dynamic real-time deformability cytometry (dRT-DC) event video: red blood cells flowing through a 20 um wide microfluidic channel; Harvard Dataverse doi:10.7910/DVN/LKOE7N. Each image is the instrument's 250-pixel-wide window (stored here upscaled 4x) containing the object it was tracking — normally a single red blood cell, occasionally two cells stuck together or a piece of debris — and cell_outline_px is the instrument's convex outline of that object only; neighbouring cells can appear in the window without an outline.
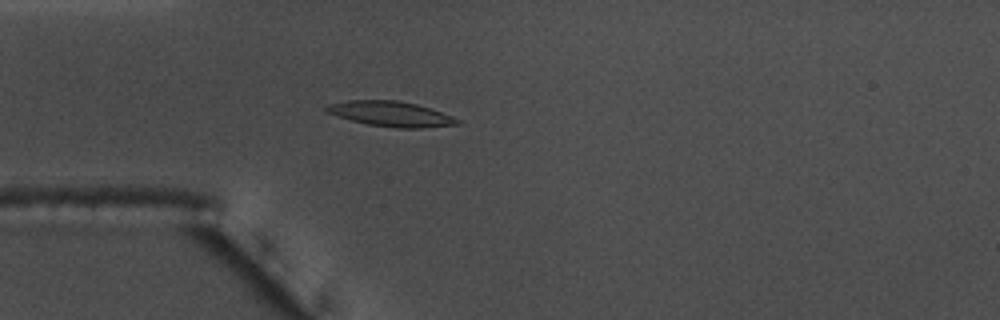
{"species": "common noctule bat (a hibernating species)", "species_latin": "Nyctalus noctula", "temperature_condition": "warm", "stored_images_in_passage": 49, "camera_frame_rate_fps": 3000, "um_per_image_px": 0.085, "animal": {"sex": "male", "body_mass_g": 17.5, "forearm_length_mm": 52.3}, "frame": {"image": 1, "passage_image": 9, "time_ms": 2.667, "image_size_px": [1000, 320], "cell_outline_px": [[460, 124], [424, 128], [396, 128], [368, 124], [336, 116], [324, 112], [324, 108], [328, 104], [348, 100], [396, 100], [416, 104], [452, 116], [460, 120]], "centroid_in_image_um": [33.18, 9.68], "position_along_channel_um": 51.8, "area_um2": 19.13}}
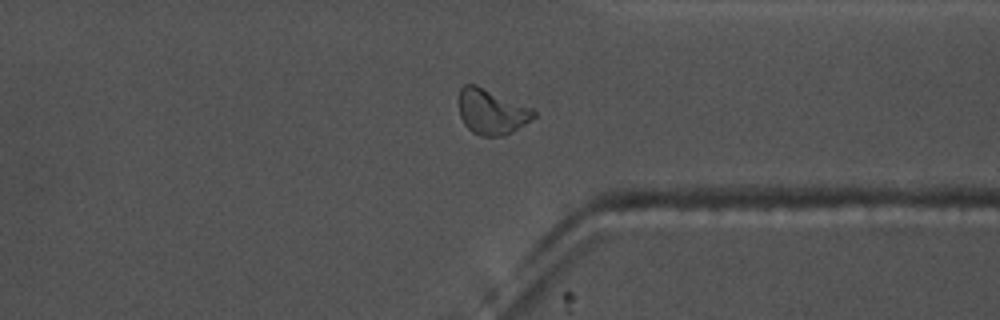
{"frame": {"image": 2, "passage_image": 36, "time_ms": 11.667, "image_size_px": [1000, 320], "cell_outline_px": [[536, 116], [512, 132], [500, 136], [480, 136], [472, 132], [464, 124], [460, 116], [460, 88], [464, 84], [476, 84], [532, 108], [536, 112]], "centroid_in_image_um": [41.78, 9.49], "position_along_channel_um": 369.6, "area_um2": 19.59}}
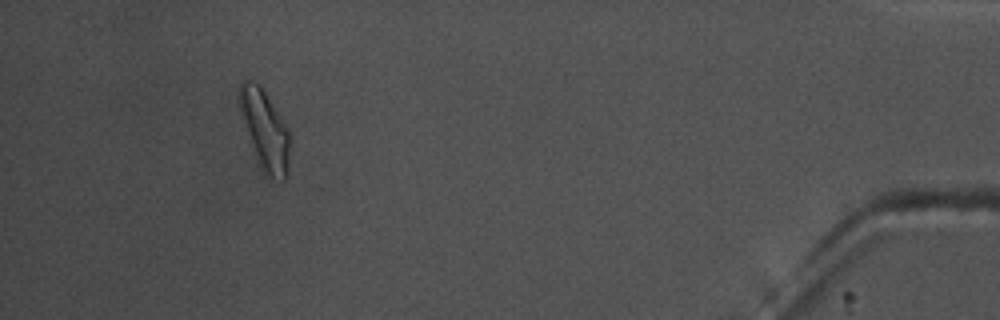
{"frame": {"image": 3, "passage_image": 45, "time_ms": 14.667, "image_size_px": [1000, 320], "cell_outline_px": [[288, 176], [284, 180], [272, 176], [260, 164], [256, 156], [240, 108], [240, 84], [244, 80], [248, 80], [256, 84], [264, 92], [288, 132]], "centroid_in_image_um": [22.52, 11.05], "position_along_channel_um": 412.7, "area_um2": 21.27}, "authors_computed_cell_mechanics": {"area_um2": 18.6694, "velocity_mm_per_s": 3.6429, "shape_relaxation_time_tau1_ms": 5.049, "shape_relaxation_time_tau2_ms": 3.3424, "deformation_change_tau1": 0.1522, "deformation_change_tau2": 0.0866}}